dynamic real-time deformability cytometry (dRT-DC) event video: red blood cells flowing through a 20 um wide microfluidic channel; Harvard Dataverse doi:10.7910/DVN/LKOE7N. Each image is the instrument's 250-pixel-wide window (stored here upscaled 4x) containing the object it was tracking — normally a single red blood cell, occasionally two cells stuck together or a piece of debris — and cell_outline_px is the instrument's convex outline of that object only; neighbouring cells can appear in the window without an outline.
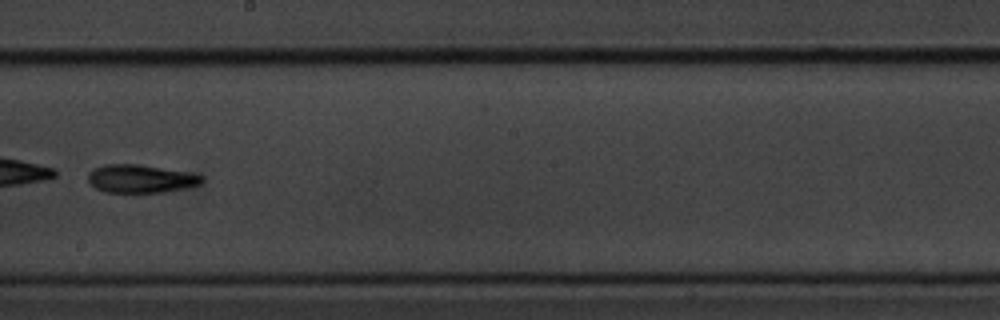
{"species": "common noctule bat (a hibernating species)", "species_latin": "Nyctalus noctula", "temperature_condition": "cold", "stored_images_in_passage": 12, "camera_frame_rate_fps": 3000, "um_per_image_px": 0.085, "animal": {"sex": "male", "body_mass_g": 20.1, "forearm_length_mm": 53.5}, "frame": {"image": 1, "passage_image": 7, "time_ms": 2.0, "image_size_px": [1000, 320], "cell_outline_px": [[204, 180], [200, 184], [164, 192], [104, 192], [96, 188], [88, 180], [88, 172], [104, 164], [136, 164], [184, 172], [204, 176]], "centroid_in_image_um": [11.92, 15.19], "position_along_channel_um": 236.3, "area_um2": 18.26}}
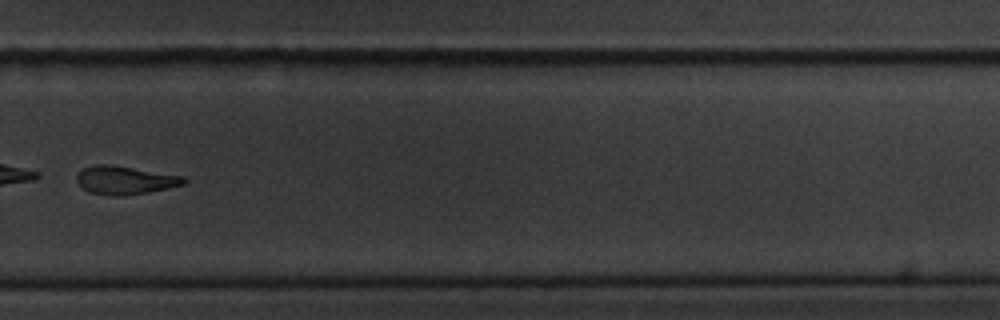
{"frame": {"image": 2, "passage_image": 9, "time_ms": 2.667, "image_size_px": [1000, 320], "cell_outline_px": [[188, 180], [184, 184], [168, 188], [124, 196], [112, 196], [88, 192], [76, 180], [76, 176], [84, 168], [92, 164], [112, 164], [184, 176]], "centroid_in_image_um": [10.63, 15.3], "position_along_channel_um": 319.2, "area_um2": 17.74}}